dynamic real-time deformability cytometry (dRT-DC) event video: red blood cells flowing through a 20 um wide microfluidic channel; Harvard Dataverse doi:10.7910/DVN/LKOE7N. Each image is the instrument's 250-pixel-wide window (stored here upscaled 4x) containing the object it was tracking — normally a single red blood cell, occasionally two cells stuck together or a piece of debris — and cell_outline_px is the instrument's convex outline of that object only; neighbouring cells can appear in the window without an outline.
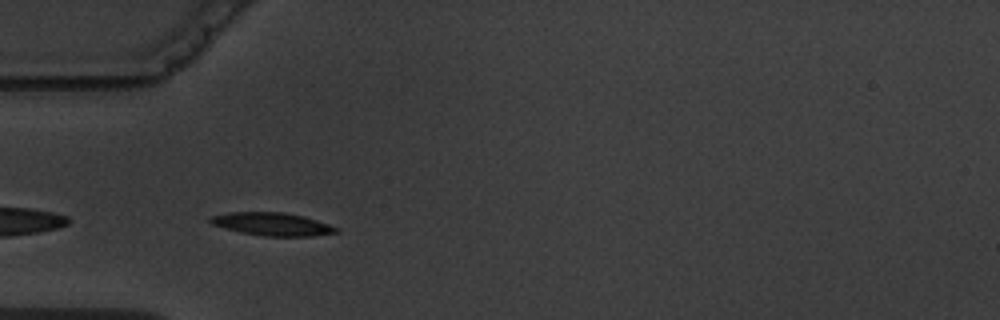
{"species": "common noctule bat (a hibernating species)", "species_latin": "Nyctalus noctula", "temperature_condition": "warm", "stored_images_in_passage": 7, "camera_frame_rate_fps": 3000, "um_per_image_px": 0.085, "animal": {"sex": "male", "body_mass_g": 19.5, "forearm_length_mm": 54.6}, "frame": {"image": 1, "passage_image": 3, "time_ms": 2.333, "image_size_px": [1000, 320], "cell_outline_px": [[340, 232], [312, 236], [264, 236], [224, 228], [212, 224], [208, 220], [208, 216], [228, 212], [284, 212], [304, 216], [340, 228]], "centroid_in_image_um": [23.14, 19.04], "position_along_channel_um": 61.9, "area_um2": 16.88}}
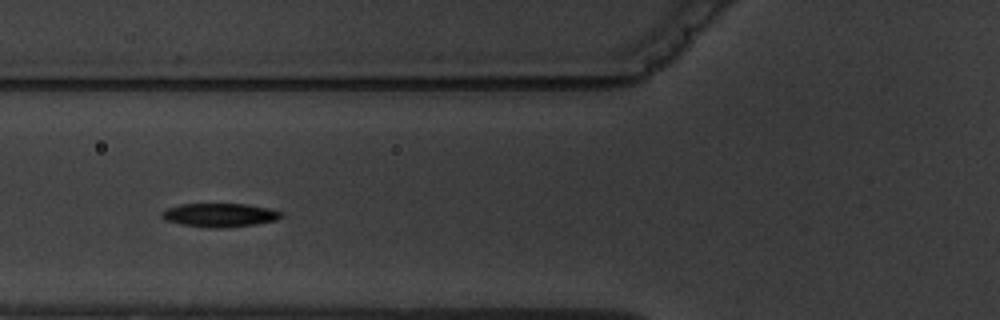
{"frame": {"image": 2, "passage_image": 4, "time_ms": 3.667, "image_size_px": [1000, 320], "cell_outline_px": [[284, 216], [276, 220], [256, 224], [224, 228], [208, 228], [180, 224], [164, 220], [160, 216], [160, 212], [168, 208], [180, 204], [248, 204], [268, 208], [284, 212]], "centroid_in_image_um": [18.68, 18.28], "position_along_channel_um": 107.1, "area_um2": 16.7}}